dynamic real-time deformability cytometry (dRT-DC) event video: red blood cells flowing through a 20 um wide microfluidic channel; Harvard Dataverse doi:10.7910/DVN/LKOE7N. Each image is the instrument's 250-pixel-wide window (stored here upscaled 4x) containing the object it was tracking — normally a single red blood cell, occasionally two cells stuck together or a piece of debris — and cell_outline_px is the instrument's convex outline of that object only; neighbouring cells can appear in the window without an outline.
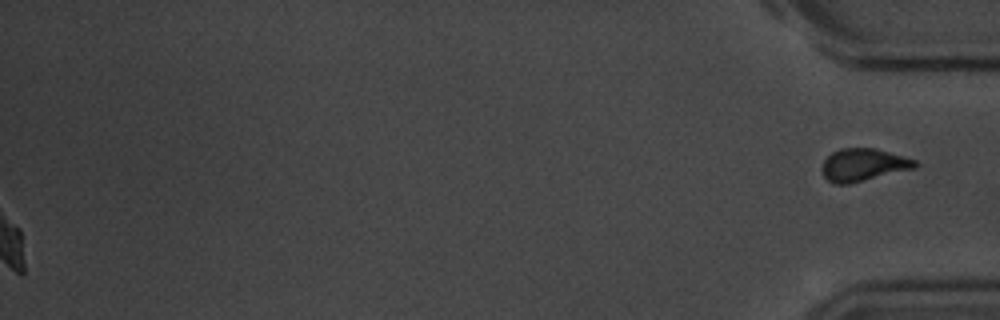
{"species": "common noctule bat (a hibernating species)", "species_latin": "Nyctalus noctula", "temperature_condition": "room temperature", "stored_images_in_passage": 56, "segment_of_instrument_passage": [2, 2], "camera_frame_rate_fps": 3000, "um_per_image_px": 0.085, "animal": {"sex": "male", "body_mass_g": 20.1, "forearm_length_mm": 53.5}, "frame": {"image": 1, "passage_image": 56, "time_ms": 18.333, "image_size_px": [1000, 320], "cell_outline_px": [[920, 164], [916, 168], [848, 184], [832, 184], [824, 176], [820, 168], [824, 160], [832, 152], [840, 148], [872, 148], [904, 156], [916, 160]], "centroid_in_image_um": [73.38, 14.02], "position_along_channel_um": 361.8, "area_um2": 17.74}}